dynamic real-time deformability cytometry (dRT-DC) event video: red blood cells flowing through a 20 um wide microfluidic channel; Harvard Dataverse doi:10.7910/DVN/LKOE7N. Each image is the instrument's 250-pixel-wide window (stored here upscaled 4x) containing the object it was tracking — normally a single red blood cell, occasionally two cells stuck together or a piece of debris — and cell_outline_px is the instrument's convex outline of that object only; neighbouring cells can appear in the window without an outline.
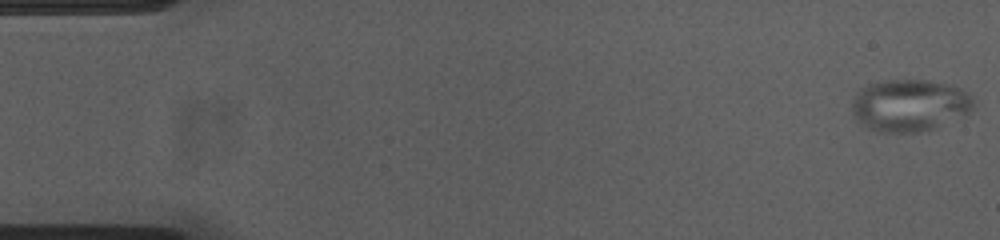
{"species": "common noctule bat (a hibernating species)", "species_latin": "Nyctalus noctula", "temperature_condition": "cold", "stored_images_in_passage": 54, "camera_frame_rate_fps": 3000, "um_per_image_px": 0.085, "animal": {"sex": "female", "body_mass_g": 23.0, "forearm_length_mm": 53.4}, "frame": {"image": 1, "passage_image": 1, "time_ms": 0.0, "image_size_px": [1000, 240], "cell_outline_px": [[976, 104], [972, 112], [964, 116], [936, 128], [920, 132], [880, 132], [868, 128], [856, 120], [852, 116], [852, 100], [856, 92], [860, 88], [868, 84], [888, 80], [928, 80], [948, 84], [960, 88], [968, 92], [976, 100]], "centroid_in_image_um": [77.35, 8.96], "position_along_channel_um": 7.7, "area_um2": 37.63}}
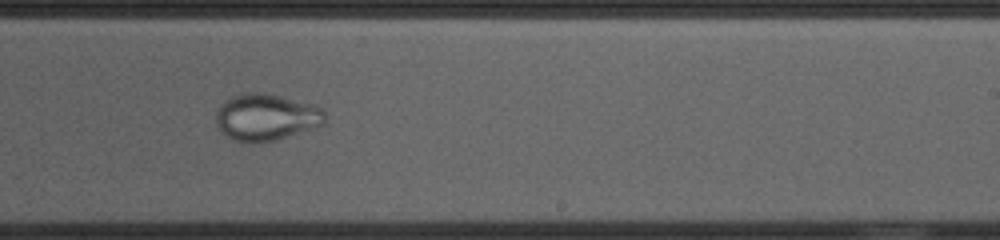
{"frame": {"image": 2, "passage_image": 33, "time_ms": 10.667, "image_size_px": [1000, 240], "cell_outline_px": [[328, 116], [324, 124], [276, 140], [236, 140], [220, 132], [216, 124], [216, 112], [220, 104], [224, 100], [232, 96], [244, 92], [264, 92], [316, 104]], "centroid_in_image_um": [22.64, 9.91], "position_along_channel_um": 266.4, "area_um2": 29.59}}
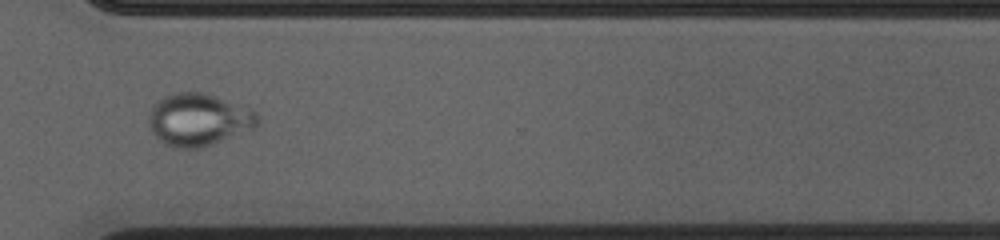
{"frame": {"image": 3, "passage_image": 40, "time_ms": 13.0, "image_size_px": [1000, 240], "cell_outline_px": [[260, 124], [252, 128], [204, 148], [172, 148], [160, 140], [148, 128], [148, 112], [152, 104], [156, 100], [164, 96], [176, 92], [204, 92], [256, 112], [260, 116]], "centroid_in_image_um": [16.82, 10.18], "position_along_channel_um": 353.8, "area_um2": 33.35}}